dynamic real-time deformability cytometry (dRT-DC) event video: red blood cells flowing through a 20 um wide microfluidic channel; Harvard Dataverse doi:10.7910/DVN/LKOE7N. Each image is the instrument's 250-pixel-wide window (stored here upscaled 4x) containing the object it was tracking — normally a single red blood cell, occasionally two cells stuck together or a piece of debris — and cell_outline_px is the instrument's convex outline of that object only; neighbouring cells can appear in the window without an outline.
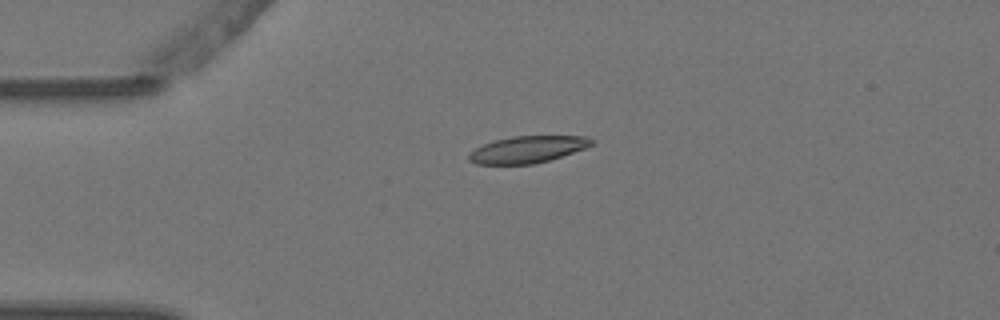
{"species": "Egyptian fruit bat (a non-hibernating species)", "species_latin": "Rousettus aegyptiacus", "temperature_condition": "warm", "stored_images_in_passage": 4, "camera_frame_rate_fps": 3000, "um_per_image_px": 0.085, "animal": {"sex": "female"}, "frame": {"image": 1, "passage_image": 3, "time_ms": 0.667, "image_size_px": [1000, 320], "cell_outline_px": [[596, 140], [592, 144], [584, 148], [548, 160], [532, 164], [476, 164], [468, 160], [468, 156], [476, 148], [484, 144], [496, 140], [512, 136], [588, 136]], "centroid_in_image_um": [44.85, 12.69], "position_along_channel_um": 40.2, "area_um2": 18.9}}